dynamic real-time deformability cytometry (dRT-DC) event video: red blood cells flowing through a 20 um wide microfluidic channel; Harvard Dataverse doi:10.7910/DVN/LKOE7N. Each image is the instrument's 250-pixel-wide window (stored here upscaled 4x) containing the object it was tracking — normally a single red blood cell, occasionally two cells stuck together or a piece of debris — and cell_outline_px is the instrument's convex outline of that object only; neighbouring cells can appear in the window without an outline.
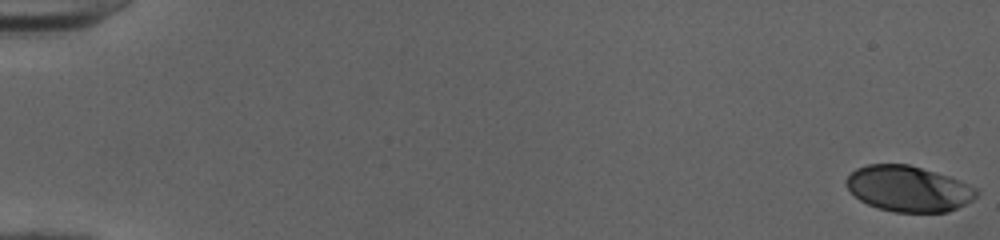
{"species": "human", "species_latin": "Homo sapiens", "temperature_condition": "cold", "stored_images_in_passage": 52, "camera_frame_rate_fps": 3000, "um_per_image_px": 0.085, "donor": {"sex": "female"}, "frame": {"image": 1, "passage_image": 1, "time_ms": 0.0, "image_size_px": [1000, 240], "cell_outline_px": [[980, 192], [972, 200], [948, 212], [896, 212], [876, 208], [860, 200], [844, 184], [844, 180], [856, 168], [868, 164], [908, 164], [948, 176], [968, 184], [976, 188]], "centroid_in_image_um": [77.2, 16.04], "position_along_channel_um": 7.8, "area_um2": 34.56}}
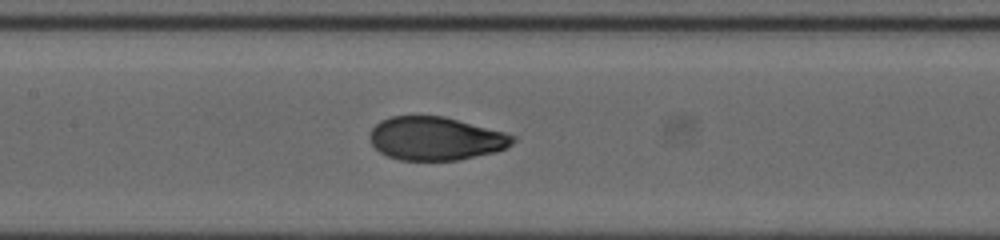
{"frame": {"image": 2, "passage_image": 27, "time_ms": 8.667, "image_size_px": [1000, 240], "cell_outline_px": [[516, 140], [508, 148], [496, 152], [456, 160], [400, 160], [388, 156], [380, 152], [372, 144], [368, 136], [372, 128], [380, 120], [392, 116], [444, 116], [504, 132], [516, 136]], "centroid_in_image_um": [37.04, 11.77], "position_along_channel_um": 170.4, "area_um2": 36.18}}
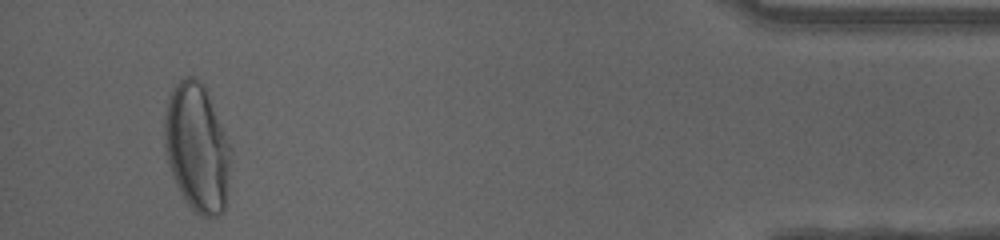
{"frame": {"image": 3, "passage_image": 50, "time_ms": 16.333, "image_size_px": [1000, 240], "cell_outline_px": [[232, 152], [228, 184], [224, 212], [216, 216], [200, 216], [184, 200], [172, 176], [168, 164], [164, 144], [164, 116], [168, 100], [172, 88], [184, 76], [192, 76], [204, 84], [232, 148]], "centroid_in_image_um": [16.75, 12.55], "position_along_channel_um": 418.4, "area_um2": 49.88}, "authors_computed_cell_mechanics": {"area_um2": 36.6163, "velocity_mm_per_s": 4.0344, "shape_relaxation_time_tau1_ms": 3.9627, "shape_relaxation_time_tau2_ms": null, "deformation_change_tau1": 0.176, "deformation_change_tau2": null}}